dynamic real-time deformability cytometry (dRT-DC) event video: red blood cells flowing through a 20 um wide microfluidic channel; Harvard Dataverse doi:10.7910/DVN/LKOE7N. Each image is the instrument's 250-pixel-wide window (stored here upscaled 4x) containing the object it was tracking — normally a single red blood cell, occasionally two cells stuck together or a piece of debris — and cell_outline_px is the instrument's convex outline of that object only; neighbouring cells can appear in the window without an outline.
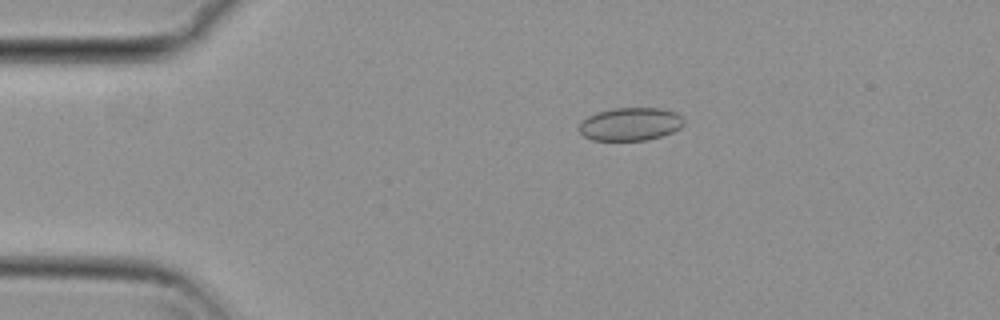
{"species": "common noctule bat (a hibernating species)", "species_latin": "Nyctalus noctula", "temperature_condition": "cold", "stored_images_in_passage": 16, "camera_frame_rate_fps": 3000, "um_per_image_px": 0.085, "animal": {"sex": "female", "body_mass_g": 29.2, "forearm_length_mm": 56.3}, "frame": {"image": 1, "passage_image": 11, "time_ms": 3.333, "image_size_px": [1000, 320], "cell_outline_px": [[684, 124], [680, 128], [672, 132], [648, 140], [592, 140], [584, 136], [580, 132], [580, 124], [588, 116], [596, 112], [612, 108], [660, 108], [676, 112], [684, 120]], "centroid_in_image_um": [53.59, 10.54], "position_along_channel_um": 31.4, "area_um2": 20.11}}